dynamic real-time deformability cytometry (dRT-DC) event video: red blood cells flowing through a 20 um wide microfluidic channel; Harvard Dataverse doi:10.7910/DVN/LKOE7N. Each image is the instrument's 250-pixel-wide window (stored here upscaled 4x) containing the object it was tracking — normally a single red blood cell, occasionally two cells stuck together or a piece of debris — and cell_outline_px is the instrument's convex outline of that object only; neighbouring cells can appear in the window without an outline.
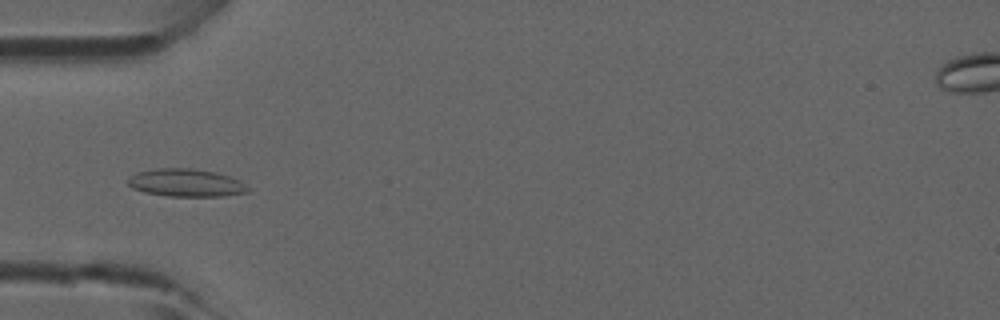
{"species": "common noctule bat (a hibernating species)", "species_latin": "Nyctalus noctula", "temperature_condition": "room temperature", "stored_images_in_passage": 22, "camera_frame_rate_fps": 3000, "um_per_image_px": 0.085, "animal": {"sex": "male", "forearm_length_mm": 52.5}, "frame": {"image": 1, "passage_image": 12, "time_ms": 3.667, "image_size_px": [1000, 320], "cell_outline_px": [[248, 192], [224, 196], [168, 196], [144, 192], [132, 188], [128, 184], [128, 180], [136, 172], [156, 168], [192, 168], [216, 172], [228, 176], [236, 180], [248, 188]], "centroid_in_image_um": [15.76, 15.53], "position_along_channel_um": 69.2, "area_um2": 19.19}}
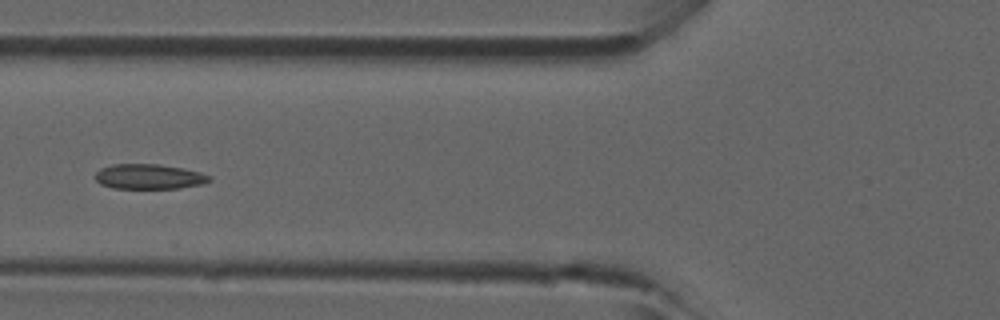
{"frame": {"image": 2, "passage_image": 15, "time_ms": 4.667, "image_size_px": [1000, 320], "cell_outline_px": [[212, 180], [204, 184], [180, 188], [112, 188], [100, 184], [96, 180], [96, 172], [100, 168], [112, 164], [160, 164], [184, 168], [200, 172], [212, 176]], "centroid_in_image_um": [12.7, 15.01], "position_along_channel_um": 113.1, "area_um2": 16.82}}
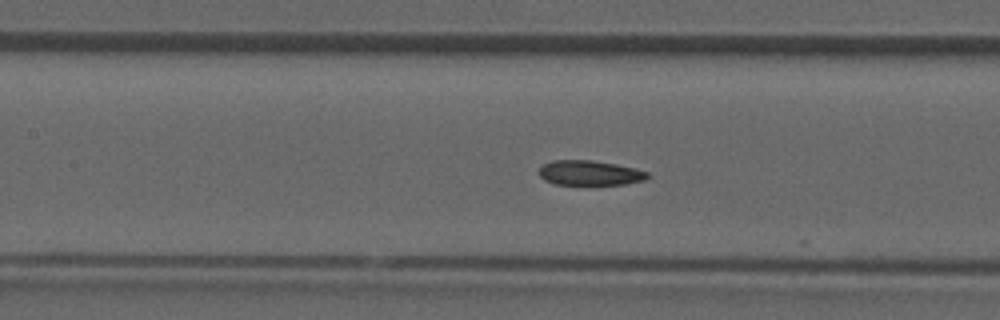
{"frame": {"image": 3, "passage_image": 18, "time_ms": 5.667, "image_size_px": [1000, 320], "cell_outline_px": [[652, 176], [644, 180], [624, 184], [588, 188], [552, 184], [544, 180], [536, 172], [544, 164], [552, 160], [592, 160], [616, 164], [636, 168], [648, 172]], "centroid_in_image_um": [50.12, 14.76], "position_along_channel_um": 157.3, "area_um2": 16.88}}